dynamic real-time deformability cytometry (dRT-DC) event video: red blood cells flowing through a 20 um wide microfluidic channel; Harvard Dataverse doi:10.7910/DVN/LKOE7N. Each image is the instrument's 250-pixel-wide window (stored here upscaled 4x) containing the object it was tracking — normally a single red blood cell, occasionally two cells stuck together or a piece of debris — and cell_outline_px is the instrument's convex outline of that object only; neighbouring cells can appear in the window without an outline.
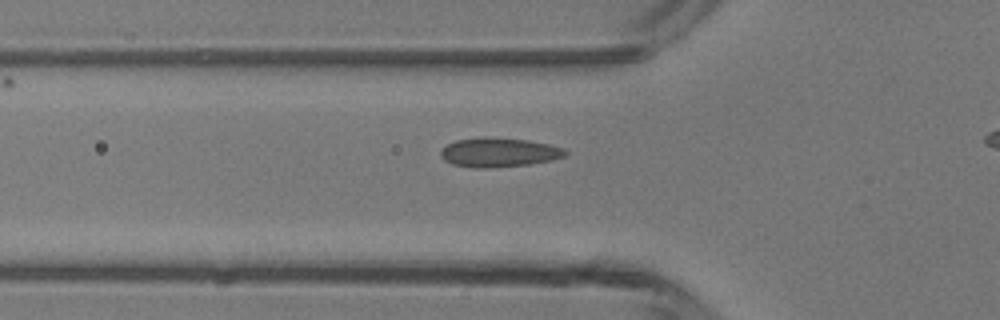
{"species": "common noctule bat (a hibernating species)", "species_latin": "Nyctalus noctula", "temperature_condition": "room temperature", "stored_images_in_passage": 35, "camera_frame_rate_fps": 3000, "um_per_image_px": 0.085, "animal": {"sex": "male", "body_mass_g": 13.3}, "frame": {"image": 1, "passage_image": 10, "time_ms": 3.0, "image_size_px": [1000, 320], "cell_outline_px": [[568, 152], [564, 156], [552, 160], [528, 164], [484, 168], [476, 168], [452, 164], [444, 160], [440, 156], [440, 152], [448, 144], [456, 140], [484, 136], [528, 140], [548, 144], [564, 148]], "centroid_in_image_um": [42.4, 12.94], "position_along_channel_um": 83.4, "area_um2": 21.15}}
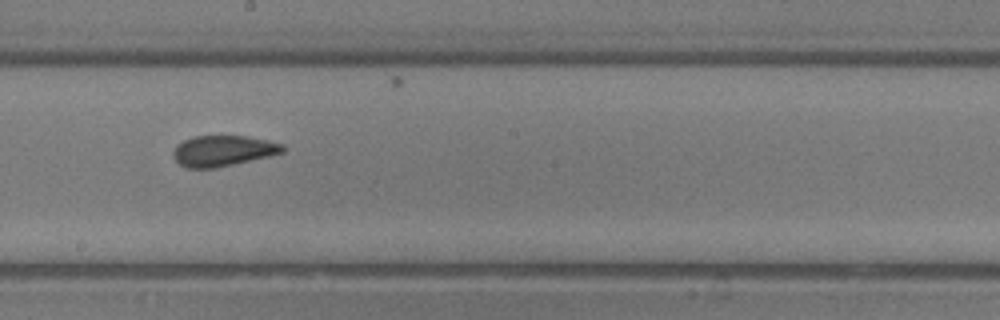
{"frame": {"image": 2, "passage_image": 20, "time_ms": 6.333, "image_size_px": [1000, 320], "cell_outline_px": [[284, 152], [268, 156], [216, 168], [188, 168], [180, 164], [172, 156], [172, 152], [176, 144], [192, 136], [244, 136], [268, 140], [284, 144]], "centroid_in_image_um": [18.93, 12.81], "position_along_channel_um": 229.3, "area_um2": 19.59}}
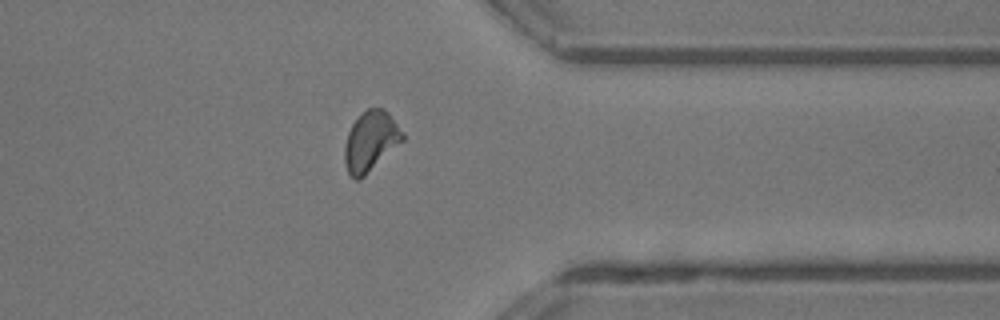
{"frame": {"image": 3, "passage_image": 31, "time_ms": 10.0, "image_size_px": [1000, 320], "cell_outline_px": [[404, 140], [360, 180], [356, 180], [348, 172], [344, 164], [344, 148], [348, 132], [352, 124], [368, 108], [384, 108], [388, 112], [404, 132]], "centroid_in_image_um": [31.51, 12.01], "position_along_channel_um": 379.9, "area_um2": 20.17}, "authors_computed_cell_mechanics": {"area_um2": 19.7676, "velocity_mm_per_s": 4.3493, "shape_relaxation_time_tau1_ms": null, "shape_relaxation_time_tau2_ms": 1.0306, "deformation_change_tau1": null, "deformation_change_tau2": 0.0567}}